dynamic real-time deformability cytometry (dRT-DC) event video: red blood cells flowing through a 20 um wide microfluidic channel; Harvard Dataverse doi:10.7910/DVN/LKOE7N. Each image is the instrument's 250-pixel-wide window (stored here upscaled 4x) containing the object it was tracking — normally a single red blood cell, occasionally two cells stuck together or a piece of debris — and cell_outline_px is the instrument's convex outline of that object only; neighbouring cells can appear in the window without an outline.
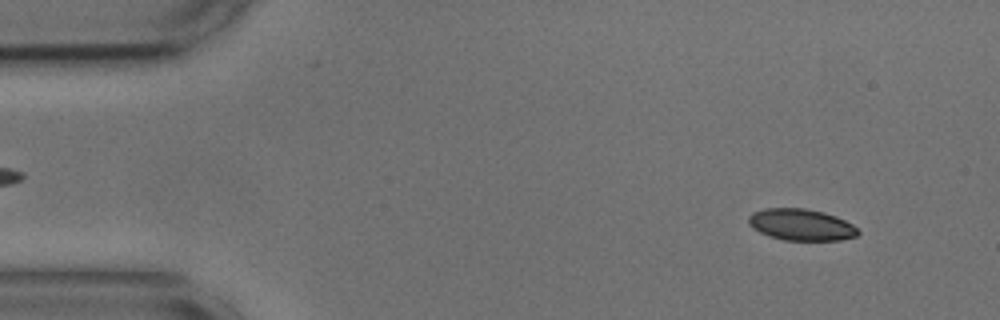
{"species": "common noctule bat (a hibernating species)", "species_latin": "Nyctalus noctula", "temperature_condition": "cold", "stored_images_in_passage": 53, "camera_frame_rate_fps": 3000, "um_per_image_px": 0.085, "animal": {"sex": "male", "body_mass_g": 17.9, "forearm_length_mm": 54.2}, "frame": {"image": 1, "passage_image": 4, "time_ms": 1.0, "image_size_px": [1000, 320], "cell_outline_px": [[860, 232], [856, 236], [840, 240], [784, 240], [760, 232], [752, 228], [748, 224], [748, 216], [752, 212], [764, 208], [804, 208], [824, 212], [836, 216], [852, 224]], "centroid_in_image_um": [68.08, 19.09], "position_along_channel_um": 16.9, "area_um2": 20.11}}
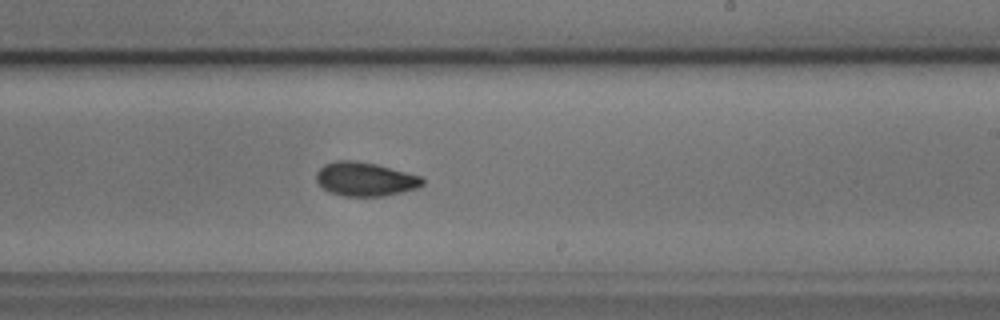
{"frame": {"image": 2, "passage_image": 31, "time_ms": 10.0, "image_size_px": [1000, 320], "cell_outline_px": [[424, 184], [420, 188], [384, 196], [344, 196], [328, 192], [316, 180], [316, 172], [324, 164], [336, 160], [356, 160], [376, 164], [420, 176], [424, 180]], "centroid_in_image_um": [31.04, 15.23], "position_along_channel_um": 258.0, "area_um2": 21.04}}
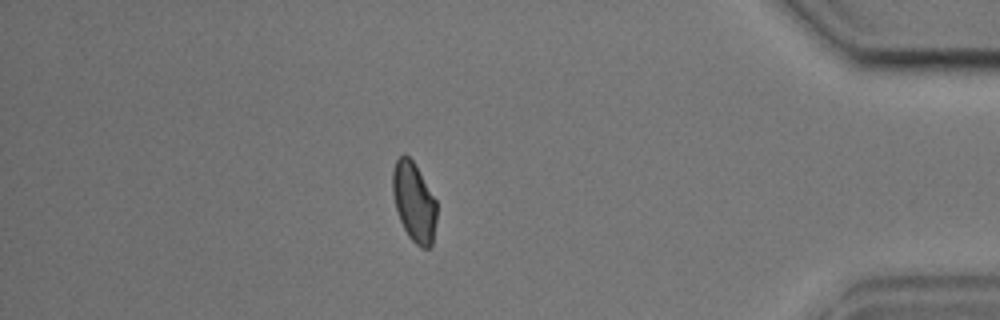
{"frame": {"image": 3, "passage_image": 46, "time_ms": 15.0, "image_size_px": [1000, 320], "cell_outline_px": [[436, 220], [432, 244], [428, 248], [420, 248], [408, 236], [400, 220], [396, 208], [392, 192], [392, 172], [396, 160], [400, 156], [408, 156], [412, 160], [436, 200]], "centroid_in_image_um": [35.18, 17.2], "position_along_channel_um": 400.0, "area_um2": 20.11}, "authors_computed_cell_mechanics": {"area_um2": 20.9236, "velocity_mm_per_s": 3.6541, "shape_relaxation_time_tau1_ms": 3.4108, "shape_relaxation_time_tau2_ms": 2.5616, "deformation_change_tau1": 0.0974, "deformation_change_tau2": 0.0718}}